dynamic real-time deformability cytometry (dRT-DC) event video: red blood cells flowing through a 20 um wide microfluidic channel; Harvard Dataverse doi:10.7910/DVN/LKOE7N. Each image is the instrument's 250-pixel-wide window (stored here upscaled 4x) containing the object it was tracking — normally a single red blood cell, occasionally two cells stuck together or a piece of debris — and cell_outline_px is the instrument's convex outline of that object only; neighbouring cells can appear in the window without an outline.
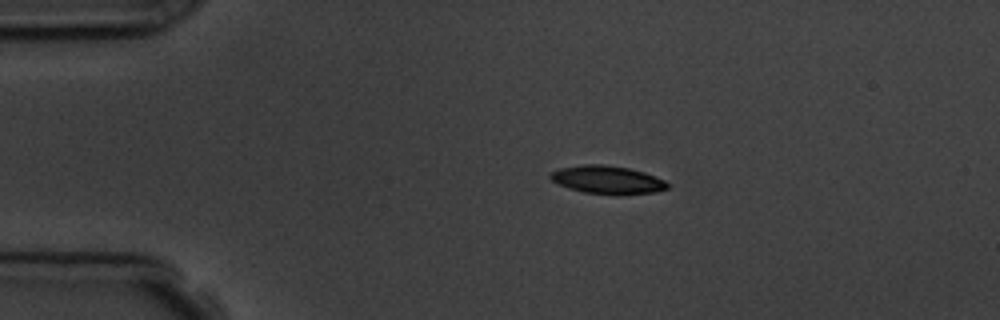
{"species": "common noctule bat (a hibernating species)", "species_latin": "Nyctalus noctula", "temperature_condition": "room temperature", "stored_images_in_passage": 4, "camera_frame_rate_fps": 3000, "um_per_image_px": 0.085, "animal": {"sex": "male", "body_mass_g": 19.5, "forearm_length_mm": 54.6}, "frame": {"image": 1, "passage_image": 2, "time_ms": 1.333, "image_size_px": [1000, 320], "cell_outline_px": [[668, 188], [652, 192], [584, 192], [568, 188], [552, 180], [548, 176], [552, 172], [560, 168], [584, 164], [604, 164], [628, 168], [644, 172], [664, 180], [668, 184]], "centroid_in_image_um": [51.57, 15.23], "position_along_channel_um": 33.4, "area_um2": 18.21}}
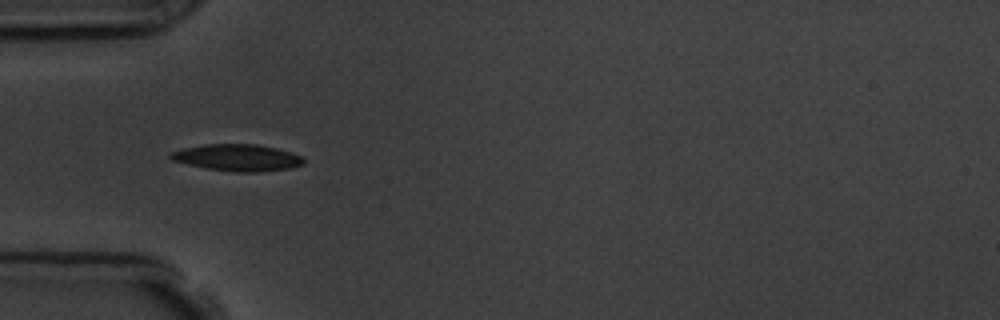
{"frame": {"image": 2, "passage_image": 4, "time_ms": 3.333, "image_size_px": [1000, 320], "cell_outline_px": [[304, 164], [288, 168], [256, 172], [236, 172], [208, 168], [188, 164], [172, 160], [168, 156], [172, 152], [180, 148], [204, 144], [256, 144], [276, 148], [300, 156], [304, 160]], "centroid_in_image_um": [20.13, 13.39], "position_along_channel_um": 64.9, "area_um2": 20.46}}